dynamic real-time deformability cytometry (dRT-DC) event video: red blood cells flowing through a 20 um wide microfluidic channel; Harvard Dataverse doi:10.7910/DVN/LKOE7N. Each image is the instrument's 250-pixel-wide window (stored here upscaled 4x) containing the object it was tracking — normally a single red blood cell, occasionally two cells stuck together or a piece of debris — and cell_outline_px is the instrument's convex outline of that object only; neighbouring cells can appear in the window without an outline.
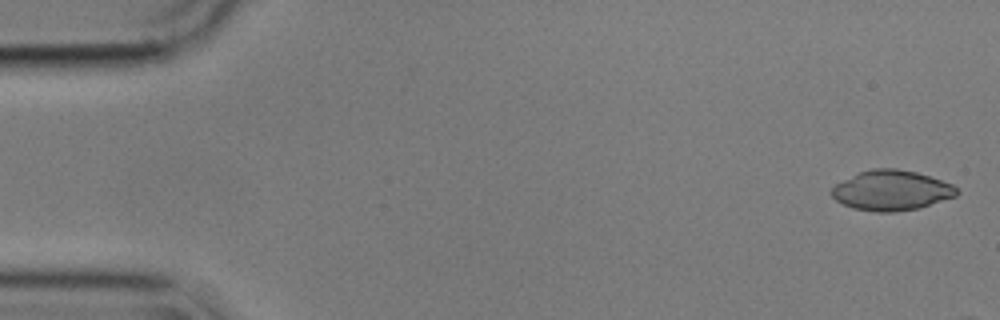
{"species": "common noctule bat (a hibernating species)", "species_latin": "Nyctalus noctula", "temperature_condition": "cold", "stored_images_in_passage": 6, "camera_frame_rate_fps": 3000, "um_per_image_px": 0.085, "animal": {"sex": "male", "body_mass_g": 17.9}, "frame": {"image": 1, "passage_image": 1, "time_ms": 0.0, "image_size_px": [1000, 320], "cell_outline_px": [[960, 192], [956, 196], [916, 208], [892, 212], [876, 212], [852, 208], [836, 200], [828, 192], [836, 184], [860, 172], [872, 168], [896, 168], [916, 172], [952, 184]], "centroid_in_image_um": [75.75, 16.18], "position_along_channel_um": 9.3, "area_um2": 28.9}}